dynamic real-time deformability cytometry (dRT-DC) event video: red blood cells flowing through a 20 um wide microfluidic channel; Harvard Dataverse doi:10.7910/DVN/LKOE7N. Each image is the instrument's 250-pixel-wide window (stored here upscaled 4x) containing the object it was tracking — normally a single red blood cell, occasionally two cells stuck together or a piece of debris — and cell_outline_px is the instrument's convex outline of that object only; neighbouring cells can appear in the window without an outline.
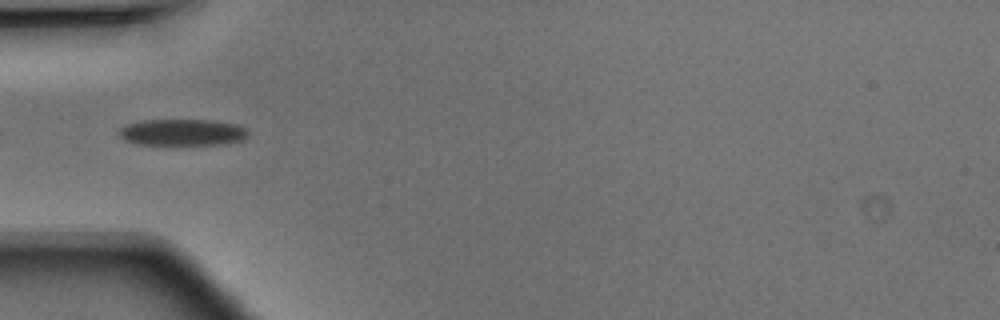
{"species": "Egyptian fruit bat (a non-hibernating species)", "species_latin": "Rousettus aegyptiacus", "temperature_condition": "warm", "stored_images_in_passage": 28, "segment_of_instrument_passage": [2, 2], "camera_frame_rate_fps": 3000, "um_per_image_px": 0.085, "animal": {"sex": "male"}, "frame": {"image": 1, "passage_image": 11, "time_ms": 3.333, "image_size_px": [1000, 320], "cell_outline_px": [[248, 136], [244, 140], [216, 144], [136, 144], [124, 140], [120, 136], [120, 128], [124, 124], [144, 120], [212, 120], [236, 124], [244, 128], [248, 132]], "centroid_in_image_um": [15.48, 11.24], "position_along_channel_um": 69.5, "area_um2": 19.83}}
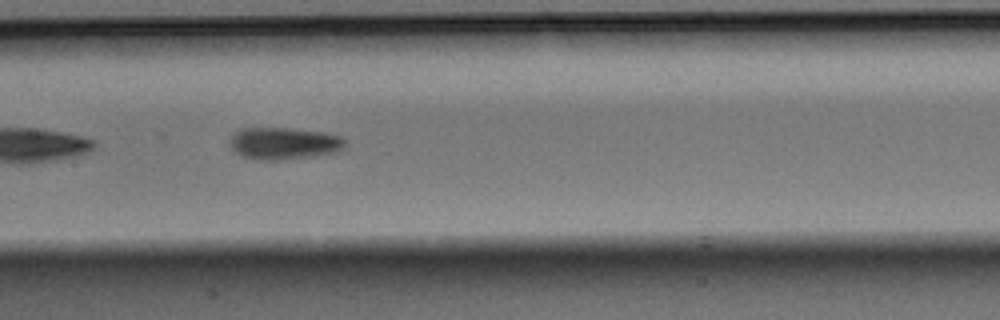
{"frame": {"image": 2, "passage_image": 19, "time_ms": 6.0, "image_size_px": [1000, 320], "cell_outline_px": [[348, 144], [344, 148], [336, 152], [312, 156], [280, 160], [256, 160], [240, 156], [232, 148], [232, 136], [240, 128], [288, 128], [324, 132], [340, 136]], "centroid_in_image_um": [24.16, 12.19], "position_along_channel_um": 183.2, "area_um2": 21.5}}
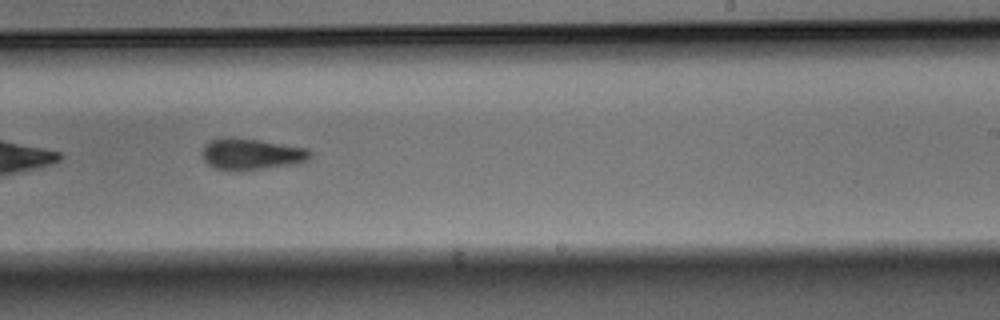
{"frame": {"image": 3, "passage_image": 25, "time_ms": 8.0, "image_size_px": [1000, 320], "cell_outline_px": [[312, 156], [308, 160], [292, 164], [240, 172], [236, 172], [216, 168], [208, 164], [204, 160], [204, 144], [212, 140], [232, 136], [260, 140], [308, 148], [312, 152]], "centroid_in_image_um": [21.39, 13.1], "position_along_channel_um": 267.6, "area_um2": 19.88}}